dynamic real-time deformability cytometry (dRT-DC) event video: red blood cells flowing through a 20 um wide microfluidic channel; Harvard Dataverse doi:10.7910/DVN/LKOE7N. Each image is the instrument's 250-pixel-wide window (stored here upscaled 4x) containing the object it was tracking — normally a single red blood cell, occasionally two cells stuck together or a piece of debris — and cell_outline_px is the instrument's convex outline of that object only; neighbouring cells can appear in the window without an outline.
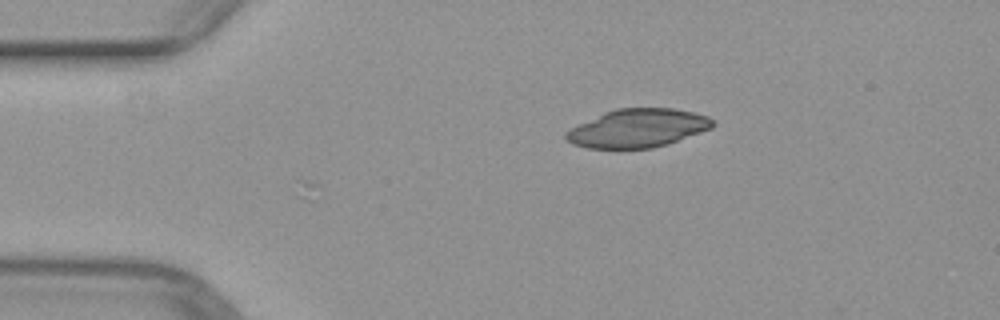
{"species": "common noctule bat (a hibernating species)", "species_latin": "Nyctalus noctula", "temperature_condition": "warm", "stored_images_in_passage": 2, "camera_frame_rate_fps": 3000, "um_per_image_px": 0.085, "animal": {"sex": "female", "body_mass_g": 29.2, "forearm_length_mm": 56.3}, "frame": {"image": 1, "passage_image": 2, "time_ms": 0.333, "image_size_px": [1000, 320], "cell_outline_px": [[716, 124], [712, 128], [668, 144], [652, 148], [588, 148], [572, 144], [564, 136], [564, 132], [604, 112], [616, 108], [672, 108], [692, 112], [708, 116], [716, 120]], "centroid_in_image_um": [54.25, 10.89], "position_along_channel_um": 30.8, "area_um2": 32.77}}